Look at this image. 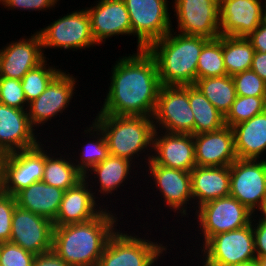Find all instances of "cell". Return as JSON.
Listing matches in <instances>:
<instances>
[{
  "instance_id": "6da1fadb",
  "label": "cell",
  "mask_w": 266,
  "mask_h": 266,
  "mask_svg": "<svg viewBox=\"0 0 266 266\" xmlns=\"http://www.w3.org/2000/svg\"><path fill=\"white\" fill-rule=\"evenodd\" d=\"M114 63L106 97L95 114L153 117L162 86L155 59L140 49Z\"/></svg>"
},
{
  "instance_id": "7a4b0ae2",
  "label": "cell",
  "mask_w": 266,
  "mask_h": 266,
  "mask_svg": "<svg viewBox=\"0 0 266 266\" xmlns=\"http://www.w3.org/2000/svg\"><path fill=\"white\" fill-rule=\"evenodd\" d=\"M112 207L86 222L54 226L52 250L69 266H97L109 238L122 226L123 212L118 215Z\"/></svg>"
},
{
  "instance_id": "3957f363",
  "label": "cell",
  "mask_w": 266,
  "mask_h": 266,
  "mask_svg": "<svg viewBox=\"0 0 266 266\" xmlns=\"http://www.w3.org/2000/svg\"><path fill=\"white\" fill-rule=\"evenodd\" d=\"M172 30L146 49L155 59L161 85L189 86L197 80V63L203 46L210 40Z\"/></svg>"
},
{
  "instance_id": "277c9868",
  "label": "cell",
  "mask_w": 266,
  "mask_h": 266,
  "mask_svg": "<svg viewBox=\"0 0 266 266\" xmlns=\"http://www.w3.org/2000/svg\"><path fill=\"white\" fill-rule=\"evenodd\" d=\"M92 121L103 132L111 155L145 168L152 157L153 117L96 114Z\"/></svg>"
},
{
  "instance_id": "5b68a950",
  "label": "cell",
  "mask_w": 266,
  "mask_h": 266,
  "mask_svg": "<svg viewBox=\"0 0 266 266\" xmlns=\"http://www.w3.org/2000/svg\"><path fill=\"white\" fill-rule=\"evenodd\" d=\"M118 228L109 238L97 266H155L170 253L167 250L171 249L164 241L156 242L141 232L136 235L133 231L127 233L120 226Z\"/></svg>"
},
{
  "instance_id": "8992f818",
  "label": "cell",
  "mask_w": 266,
  "mask_h": 266,
  "mask_svg": "<svg viewBox=\"0 0 266 266\" xmlns=\"http://www.w3.org/2000/svg\"><path fill=\"white\" fill-rule=\"evenodd\" d=\"M194 213L195 218L193 217L192 221L196 220L194 225L197 224L196 228L198 229L195 231L198 230L197 233L200 235L195 236L194 239H198L199 248L216 234L249 225L254 216L253 212L230 195L206 202L199 206L195 212H192L191 216ZM198 237H201V239Z\"/></svg>"
},
{
  "instance_id": "52a82bcc",
  "label": "cell",
  "mask_w": 266,
  "mask_h": 266,
  "mask_svg": "<svg viewBox=\"0 0 266 266\" xmlns=\"http://www.w3.org/2000/svg\"><path fill=\"white\" fill-rule=\"evenodd\" d=\"M194 253L196 258L199 256L201 261L197 262L202 266H236L255 262L257 257L252 222L240 229L212 236Z\"/></svg>"
},
{
  "instance_id": "ba28073f",
  "label": "cell",
  "mask_w": 266,
  "mask_h": 266,
  "mask_svg": "<svg viewBox=\"0 0 266 266\" xmlns=\"http://www.w3.org/2000/svg\"><path fill=\"white\" fill-rule=\"evenodd\" d=\"M142 170L138 173L143 172L140 176L142 177L145 174V179L147 177L149 178L148 183H151V187L155 185L151 189L156 188V192L159 191L158 194L160 195L158 196L161 197V200L163 199L162 202L164 201L162 203L164 205L163 207H166L170 212L173 211L176 213L174 217L176 215L177 218L181 216L180 219L183 217L184 219L185 217L189 218L190 212L194 211L190 172L167 168L155 164L151 159ZM144 170L146 173H144ZM191 204H193L192 207Z\"/></svg>"
},
{
  "instance_id": "9c48e42d",
  "label": "cell",
  "mask_w": 266,
  "mask_h": 266,
  "mask_svg": "<svg viewBox=\"0 0 266 266\" xmlns=\"http://www.w3.org/2000/svg\"><path fill=\"white\" fill-rule=\"evenodd\" d=\"M42 50L60 49L76 51L99 46L92 35L89 14L84 9H77L51 22L48 26L39 28Z\"/></svg>"
},
{
  "instance_id": "30bf717a",
  "label": "cell",
  "mask_w": 266,
  "mask_h": 266,
  "mask_svg": "<svg viewBox=\"0 0 266 266\" xmlns=\"http://www.w3.org/2000/svg\"><path fill=\"white\" fill-rule=\"evenodd\" d=\"M124 2L130 17L131 36L137 37L136 50L146 49L172 30L173 18L169 9L171 3L168 0H124Z\"/></svg>"
},
{
  "instance_id": "8fae6325",
  "label": "cell",
  "mask_w": 266,
  "mask_h": 266,
  "mask_svg": "<svg viewBox=\"0 0 266 266\" xmlns=\"http://www.w3.org/2000/svg\"><path fill=\"white\" fill-rule=\"evenodd\" d=\"M43 141L36 147L5 154L0 160V190L15 196L37 181H42L45 165Z\"/></svg>"
},
{
  "instance_id": "7c38bea8",
  "label": "cell",
  "mask_w": 266,
  "mask_h": 266,
  "mask_svg": "<svg viewBox=\"0 0 266 266\" xmlns=\"http://www.w3.org/2000/svg\"><path fill=\"white\" fill-rule=\"evenodd\" d=\"M69 70H62L47 86L44 92L35 100L28 103L27 114L32 127L38 132L45 125L50 124L49 121L60 118L65 110L71 105L73 96L77 94L78 76L76 78ZM71 102V103H70ZM46 123V124H45ZM44 125V126H43Z\"/></svg>"
},
{
  "instance_id": "4fadbf2b",
  "label": "cell",
  "mask_w": 266,
  "mask_h": 266,
  "mask_svg": "<svg viewBox=\"0 0 266 266\" xmlns=\"http://www.w3.org/2000/svg\"><path fill=\"white\" fill-rule=\"evenodd\" d=\"M153 123L155 130L194 135L189 86H161Z\"/></svg>"
},
{
  "instance_id": "5bb4252c",
  "label": "cell",
  "mask_w": 266,
  "mask_h": 266,
  "mask_svg": "<svg viewBox=\"0 0 266 266\" xmlns=\"http://www.w3.org/2000/svg\"><path fill=\"white\" fill-rule=\"evenodd\" d=\"M230 196L256 214L266 202V159L237 158L230 165Z\"/></svg>"
},
{
  "instance_id": "9a60e30c",
  "label": "cell",
  "mask_w": 266,
  "mask_h": 266,
  "mask_svg": "<svg viewBox=\"0 0 266 266\" xmlns=\"http://www.w3.org/2000/svg\"><path fill=\"white\" fill-rule=\"evenodd\" d=\"M171 3L176 32L208 39L221 35L219 0H172Z\"/></svg>"
},
{
  "instance_id": "2e32d148",
  "label": "cell",
  "mask_w": 266,
  "mask_h": 266,
  "mask_svg": "<svg viewBox=\"0 0 266 266\" xmlns=\"http://www.w3.org/2000/svg\"><path fill=\"white\" fill-rule=\"evenodd\" d=\"M54 223L16 205L11 222L10 242L38 255L52 250Z\"/></svg>"
},
{
  "instance_id": "e0dca14e",
  "label": "cell",
  "mask_w": 266,
  "mask_h": 266,
  "mask_svg": "<svg viewBox=\"0 0 266 266\" xmlns=\"http://www.w3.org/2000/svg\"><path fill=\"white\" fill-rule=\"evenodd\" d=\"M37 133L29 121L27 109H17L0 103L1 156L34 148L43 139L44 143L50 142L40 136L41 132Z\"/></svg>"
},
{
  "instance_id": "ac0fdd59",
  "label": "cell",
  "mask_w": 266,
  "mask_h": 266,
  "mask_svg": "<svg viewBox=\"0 0 266 266\" xmlns=\"http://www.w3.org/2000/svg\"><path fill=\"white\" fill-rule=\"evenodd\" d=\"M28 37L24 35L0 48V77L21 80L47 58L40 34L35 31Z\"/></svg>"
},
{
  "instance_id": "d6986e66",
  "label": "cell",
  "mask_w": 266,
  "mask_h": 266,
  "mask_svg": "<svg viewBox=\"0 0 266 266\" xmlns=\"http://www.w3.org/2000/svg\"><path fill=\"white\" fill-rule=\"evenodd\" d=\"M85 8L90 17L93 38L99 46L113 36L130 37L131 22L124 0H96Z\"/></svg>"
},
{
  "instance_id": "ffe728a7",
  "label": "cell",
  "mask_w": 266,
  "mask_h": 266,
  "mask_svg": "<svg viewBox=\"0 0 266 266\" xmlns=\"http://www.w3.org/2000/svg\"><path fill=\"white\" fill-rule=\"evenodd\" d=\"M265 0H219L221 36L248 37L264 20Z\"/></svg>"
},
{
  "instance_id": "44dd1931",
  "label": "cell",
  "mask_w": 266,
  "mask_h": 266,
  "mask_svg": "<svg viewBox=\"0 0 266 266\" xmlns=\"http://www.w3.org/2000/svg\"><path fill=\"white\" fill-rule=\"evenodd\" d=\"M151 160L167 168L191 172L196 166L193 135L154 130Z\"/></svg>"
},
{
  "instance_id": "7402d4cb",
  "label": "cell",
  "mask_w": 266,
  "mask_h": 266,
  "mask_svg": "<svg viewBox=\"0 0 266 266\" xmlns=\"http://www.w3.org/2000/svg\"><path fill=\"white\" fill-rule=\"evenodd\" d=\"M134 167L137 168V166L129 160L110 154L107 159L98 163L96 166L92 167L88 172H86L85 175H83V178L87 180L95 198L98 201H102L101 204L105 208L110 209L109 207H111V204L105 205L104 199L107 196L110 197L109 195H113V193L115 195L114 191H116L117 194L118 189L120 190V187H124V183L128 184L130 178H137V176L133 175H138L137 172L139 169L136 170ZM132 173L133 175L131 176L130 174Z\"/></svg>"
},
{
  "instance_id": "603a6c76",
  "label": "cell",
  "mask_w": 266,
  "mask_h": 266,
  "mask_svg": "<svg viewBox=\"0 0 266 266\" xmlns=\"http://www.w3.org/2000/svg\"><path fill=\"white\" fill-rule=\"evenodd\" d=\"M195 162L198 167L230 166L238 157L232 127L193 135Z\"/></svg>"
},
{
  "instance_id": "cb8c5ba5",
  "label": "cell",
  "mask_w": 266,
  "mask_h": 266,
  "mask_svg": "<svg viewBox=\"0 0 266 266\" xmlns=\"http://www.w3.org/2000/svg\"><path fill=\"white\" fill-rule=\"evenodd\" d=\"M104 209L105 207L95 198L87 180L83 178L64 192L53 223L54 226H63L86 222L98 216Z\"/></svg>"
},
{
  "instance_id": "d4e9b609",
  "label": "cell",
  "mask_w": 266,
  "mask_h": 266,
  "mask_svg": "<svg viewBox=\"0 0 266 266\" xmlns=\"http://www.w3.org/2000/svg\"><path fill=\"white\" fill-rule=\"evenodd\" d=\"M190 174L195 211L206 202L230 195V166H195Z\"/></svg>"
},
{
  "instance_id": "484cf974",
  "label": "cell",
  "mask_w": 266,
  "mask_h": 266,
  "mask_svg": "<svg viewBox=\"0 0 266 266\" xmlns=\"http://www.w3.org/2000/svg\"><path fill=\"white\" fill-rule=\"evenodd\" d=\"M64 192V190L50 186L43 181H37L19 191L15 198L20 208L41 215L53 222L56 219Z\"/></svg>"
},
{
  "instance_id": "4316f807",
  "label": "cell",
  "mask_w": 266,
  "mask_h": 266,
  "mask_svg": "<svg viewBox=\"0 0 266 266\" xmlns=\"http://www.w3.org/2000/svg\"><path fill=\"white\" fill-rule=\"evenodd\" d=\"M235 151L240 159H266V113L232 127ZM264 154V155H263Z\"/></svg>"
},
{
  "instance_id": "83f0119b",
  "label": "cell",
  "mask_w": 266,
  "mask_h": 266,
  "mask_svg": "<svg viewBox=\"0 0 266 266\" xmlns=\"http://www.w3.org/2000/svg\"><path fill=\"white\" fill-rule=\"evenodd\" d=\"M53 146L54 145L46 147L45 144V148L47 149H45V165L42 181L50 186L66 191L81 181L83 179V174L75 166L71 152L68 154L65 149L64 154L58 153L61 150L59 148V151H57L58 147L56 146L57 149H54L53 153V148H51ZM48 147L50 150H48Z\"/></svg>"
},
{
  "instance_id": "f1b7e54d",
  "label": "cell",
  "mask_w": 266,
  "mask_h": 266,
  "mask_svg": "<svg viewBox=\"0 0 266 266\" xmlns=\"http://www.w3.org/2000/svg\"><path fill=\"white\" fill-rule=\"evenodd\" d=\"M84 129L81 132L84 135L86 134L83 139L85 140V137H87L89 141L86 139L87 142H85V145L82 143L81 150L78 149V152L75 151L76 154L72 152L74 157H72L73 162L83 175L110 155L105 136L101 129L93 121Z\"/></svg>"
},
{
  "instance_id": "f546056e",
  "label": "cell",
  "mask_w": 266,
  "mask_h": 266,
  "mask_svg": "<svg viewBox=\"0 0 266 266\" xmlns=\"http://www.w3.org/2000/svg\"><path fill=\"white\" fill-rule=\"evenodd\" d=\"M189 102L194 116V135L218 131L225 126V116L194 85H189Z\"/></svg>"
},
{
  "instance_id": "4dcf8cb0",
  "label": "cell",
  "mask_w": 266,
  "mask_h": 266,
  "mask_svg": "<svg viewBox=\"0 0 266 266\" xmlns=\"http://www.w3.org/2000/svg\"><path fill=\"white\" fill-rule=\"evenodd\" d=\"M224 116L230 111L236 98L232 76L197 79L193 84Z\"/></svg>"
},
{
  "instance_id": "1f68e13d",
  "label": "cell",
  "mask_w": 266,
  "mask_h": 266,
  "mask_svg": "<svg viewBox=\"0 0 266 266\" xmlns=\"http://www.w3.org/2000/svg\"><path fill=\"white\" fill-rule=\"evenodd\" d=\"M254 48L246 37L222 36V53L227 75L250 70Z\"/></svg>"
},
{
  "instance_id": "d6a6232c",
  "label": "cell",
  "mask_w": 266,
  "mask_h": 266,
  "mask_svg": "<svg viewBox=\"0 0 266 266\" xmlns=\"http://www.w3.org/2000/svg\"><path fill=\"white\" fill-rule=\"evenodd\" d=\"M46 58L41 64L32 70H29L21 79V86L24 91L27 103L38 98L50 82L62 71L59 66H53ZM48 65V66H47Z\"/></svg>"
},
{
  "instance_id": "836d02e7",
  "label": "cell",
  "mask_w": 266,
  "mask_h": 266,
  "mask_svg": "<svg viewBox=\"0 0 266 266\" xmlns=\"http://www.w3.org/2000/svg\"><path fill=\"white\" fill-rule=\"evenodd\" d=\"M227 75L222 53V36L210 39L202 48L197 63V79Z\"/></svg>"
},
{
  "instance_id": "e575fe53",
  "label": "cell",
  "mask_w": 266,
  "mask_h": 266,
  "mask_svg": "<svg viewBox=\"0 0 266 266\" xmlns=\"http://www.w3.org/2000/svg\"><path fill=\"white\" fill-rule=\"evenodd\" d=\"M264 112V97L236 96L225 116V126L233 127Z\"/></svg>"
},
{
  "instance_id": "d590c367",
  "label": "cell",
  "mask_w": 266,
  "mask_h": 266,
  "mask_svg": "<svg viewBox=\"0 0 266 266\" xmlns=\"http://www.w3.org/2000/svg\"><path fill=\"white\" fill-rule=\"evenodd\" d=\"M232 78L237 96L265 97L266 82L251 69L237 73Z\"/></svg>"
},
{
  "instance_id": "8d00e7d4",
  "label": "cell",
  "mask_w": 266,
  "mask_h": 266,
  "mask_svg": "<svg viewBox=\"0 0 266 266\" xmlns=\"http://www.w3.org/2000/svg\"><path fill=\"white\" fill-rule=\"evenodd\" d=\"M0 103L17 109H27L28 103L21 80L0 77Z\"/></svg>"
},
{
  "instance_id": "74e56055",
  "label": "cell",
  "mask_w": 266,
  "mask_h": 266,
  "mask_svg": "<svg viewBox=\"0 0 266 266\" xmlns=\"http://www.w3.org/2000/svg\"><path fill=\"white\" fill-rule=\"evenodd\" d=\"M35 256L17 244L4 242L0 250V266H32Z\"/></svg>"
},
{
  "instance_id": "f35d334b",
  "label": "cell",
  "mask_w": 266,
  "mask_h": 266,
  "mask_svg": "<svg viewBox=\"0 0 266 266\" xmlns=\"http://www.w3.org/2000/svg\"><path fill=\"white\" fill-rule=\"evenodd\" d=\"M17 205L15 196L0 190V242H8L11 237L12 216Z\"/></svg>"
},
{
  "instance_id": "ab89813d",
  "label": "cell",
  "mask_w": 266,
  "mask_h": 266,
  "mask_svg": "<svg viewBox=\"0 0 266 266\" xmlns=\"http://www.w3.org/2000/svg\"><path fill=\"white\" fill-rule=\"evenodd\" d=\"M61 0H3L0 4L9 11V10H17V11H47L54 10L55 7L59 4ZM59 3V4H58ZM54 8V9H53Z\"/></svg>"
},
{
  "instance_id": "60d3db41",
  "label": "cell",
  "mask_w": 266,
  "mask_h": 266,
  "mask_svg": "<svg viewBox=\"0 0 266 266\" xmlns=\"http://www.w3.org/2000/svg\"><path fill=\"white\" fill-rule=\"evenodd\" d=\"M251 222L254 232V245H255L256 257H266V223H262L255 216V214Z\"/></svg>"
},
{
  "instance_id": "b9f144b4",
  "label": "cell",
  "mask_w": 266,
  "mask_h": 266,
  "mask_svg": "<svg viewBox=\"0 0 266 266\" xmlns=\"http://www.w3.org/2000/svg\"><path fill=\"white\" fill-rule=\"evenodd\" d=\"M257 52L266 53V21L261 24L247 37Z\"/></svg>"
},
{
  "instance_id": "7bdbcfd3",
  "label": "cell",
  "mask_w": 266,
  "mask_h": 266,
  "mask_svg": "<svg viewBox=\"0 0 266 266\" xmlns=\"http://www.w3.org/2000/svg\"><path fill=\"white\" fill-rule=\"evenodd\" d=\"M32 266H69L53 250L35 256Z\"/></svg>"
},
{
  "instance_id": "ee69618b",
  "label": "cell",
  "mask_w": 266,
  "mask_h": 266,
  "mask_svg": "<svg viewBox=\"0 0 266 266\" xmlns=\"http://www.w3.org/2000/svg\"><path fill=\"white\" fill-rule=\"evenodd\" d=\"M251 70L266 82V53L254 52Z\"/></svg>"
},
{
  "instance_id": "f6af8a7d",
  "label": "cell",
  "mask_w": 266,
  "mask_h": 266,
  "mask_svg": "<svg viewBox=\"0 0 266 266\" xmlns=\"http://www.w3.org/2000/svg\"><path fill=\"white\" fill-rule=\"evenodd\" d=\"M261 213V214H260ZM259 214V215H258ZM256 217L262 222L266 223V202L264 205L256 212L255 214Z\"/></svg>"
},
{
  "instance_id": "bcb514c9",
  "label": "cell",
  "mask_w": 266,
  "mask_h": 266,
  "mask_svg": "<svg viewBox=\"0 0 266 266\" xmlns=\"http://www.w3.org/2000/svg\"><path fill=\"white\" fill-rule=\"evenodd\" d=\"M256 266H266V257H257L255 261Z\"/></svg>"
},
{
  "instance_id": "7dc6e473",
  "label": "cell",
  "mask_w": 266,
  "mask_h": 266,
  "mask_svg": "<svg viewBox=\"0 0 266 266\" xmlns=\"http://www.w3.org/2000/svg\"><path fill=\"white\" fill-rule=\"evenodd\" d=\"M236 266H256L255 262H251V263H245V264H238Z\"/></svg>"
},
{
  "instance_id": "c3c4849f",
  "label": "cell",
  "mask_w": 266,
  "mask_h": 266,
  "mask_svg": "<svg viewBox=\"0 0 266 266\" xmlns=\"http://www.w3.org/2000/svg\"><path fill=\"white\" fill-rule=\"evenodd\" d=\"M264 20L266 21V1H265V5H264Z\"/></svg>"
},
{
  "instance_id": "681fc988",
  "label": "cell",
  "mask_w": 266,
  "mask_h": 266,
  "mask_svg": "<svg viewBox=\"0 0 266 266\" xmlns=\"http://www.w3.org/2000/svg\"><path fill=\"white\" fill-rule=\"evenodd\" d=\"M264 112L266 113V95L264 97Z\"/></svg>"
}]
</instances>
